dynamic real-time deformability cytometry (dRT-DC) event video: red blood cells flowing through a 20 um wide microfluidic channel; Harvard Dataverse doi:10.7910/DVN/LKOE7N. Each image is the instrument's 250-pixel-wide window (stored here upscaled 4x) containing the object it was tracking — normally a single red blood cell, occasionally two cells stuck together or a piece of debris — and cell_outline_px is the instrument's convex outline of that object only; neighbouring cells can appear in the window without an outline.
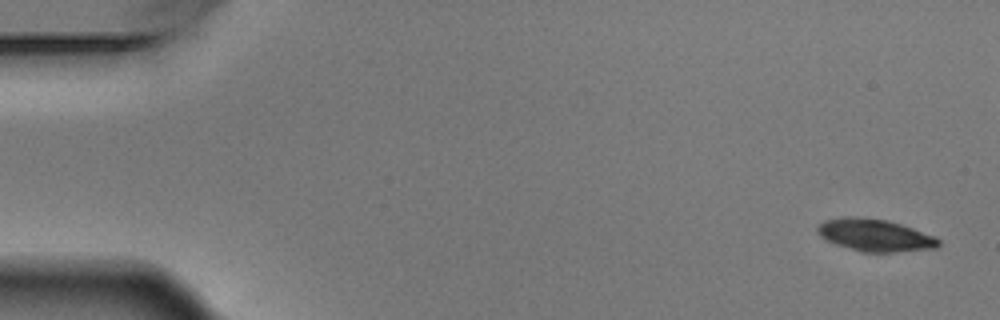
{"species": "Egyptian fruit bat (a non-hibernating species)", "species_latin": "Rousettus aegyptiacus", "temperature_condition": "warm", "stored_images_in_passage": 5, "camera_frame_rate_fps": 3000, "um_per_image_px": 0.085, "animal": {"sex": "male"}, "frame": {"image": 1, "passage_image": 1, "time_ms": 0.0, "image_size_px": [1000, 320], "cell_outline_px": [[940, 244], [936, 248], [892, 252], [864, 252], [836, 244], [820, 236], [816, 232], [816, 228], [824, 220], [844, 216], [864, 216], [888, 220], [936, 236], [940, 240]], "centroid_in_image_um": [74.36, 19.97], "position_along_channel_um": 10.6, "area_um2": 22.83}}